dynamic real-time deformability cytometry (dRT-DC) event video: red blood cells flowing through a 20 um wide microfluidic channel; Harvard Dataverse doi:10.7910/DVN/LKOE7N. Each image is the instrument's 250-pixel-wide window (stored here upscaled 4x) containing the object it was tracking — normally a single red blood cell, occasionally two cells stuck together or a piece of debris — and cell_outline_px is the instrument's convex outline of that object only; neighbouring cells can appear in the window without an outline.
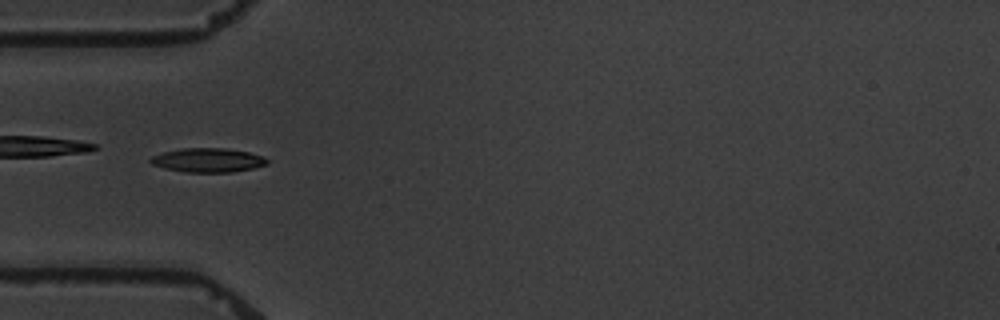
{"species": "common noctule bat (a hibernating species)", "species_latin": "Nyctalus noctula", "temperature_condition": "warm", "stored_images_in_passage": 7, "camera_frame_rate_fps": 3000, "um_per_image_px": 0.085, "animal": {"sex": "male", "body_mass_g": 19.5, "forearm_length_mm": 54.6}, "frame": {"image": 1, "passage_image": 6, "time_ms": 6.0, "image_size_px": [1000, 320], "cell_outline_px": [[268, 164], [252, 168], [232, 172], [184, 172], [164, 168], [152, 164], [148, 160], [152, 156], [164, 152], [184, 148], [224, 148], [248, 152], [264, 156], [268, 160]], "centroid_in_image_um": [17.67, 13.61], "position_along_channel_um": 67.3, "area_um2": 16.3}}
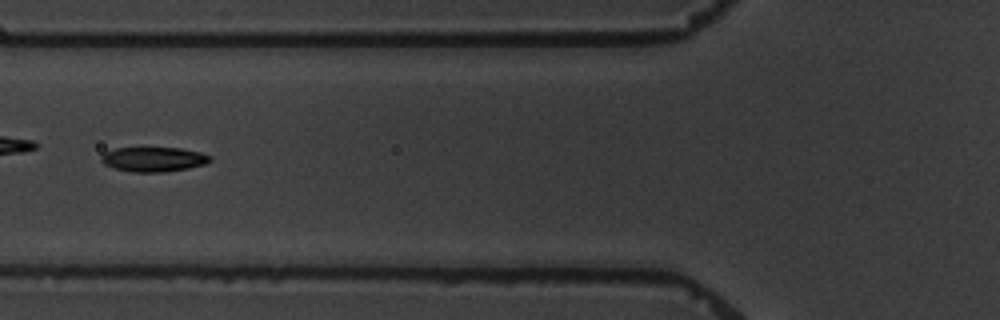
{"frame": {"image": 2, "passage_image": 7, "time_ms": 7.333, "image_size_px": [1000, 320], "cell_outline_px": [[212, 160], [208, 164], [188, 168], [164, 172], [132, 172], [112, 168], [104, 164], [100, 160], [100, 156], [104, 152], [116, 148], [180, 148], [200, 152], [212, 156]], "centroid_in_image_um": [13.06, 13.54], "position_along_channel_um": 112.7, "area_um2": 15.84}}